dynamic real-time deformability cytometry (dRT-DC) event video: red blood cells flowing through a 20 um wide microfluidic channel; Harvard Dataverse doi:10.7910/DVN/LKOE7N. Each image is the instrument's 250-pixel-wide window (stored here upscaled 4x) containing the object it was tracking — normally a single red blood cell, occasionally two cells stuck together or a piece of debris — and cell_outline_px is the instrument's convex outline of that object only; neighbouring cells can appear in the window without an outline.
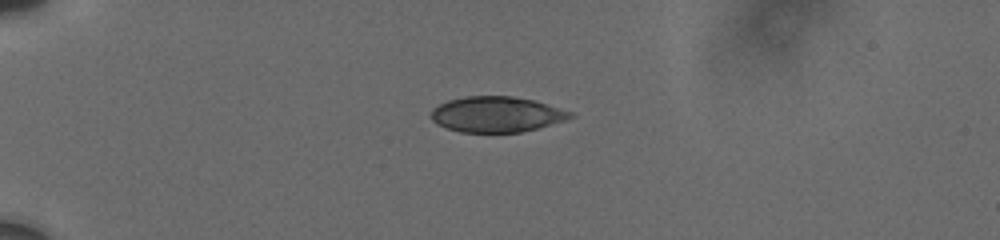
{"species": "human", "species_latin": "Homo sapiens", "temperature_condition": "cold", "stored_images_in_passage": 43, "camera_frame_rate_fps": 3000, "um_per_image_px": 0.085, "donor": {"sex": "male"}, "frame": {"image": 1, "passage_image": 1, "time_ms": 0.0, "image_size_px": [1000, 240], "cell_outline_px": [[576, 116], [564, 120], [536, 128], [520, 132], [460, 132], [436, 124], [428, 116], [432, 108], [448, 100], [468, 96], [512, 96], [532, 100], [572, 112]], "centroid_in_image_um": [42.15, 9.72], "position_along_channel_um": 42.9, "area_um2": 28.67}}
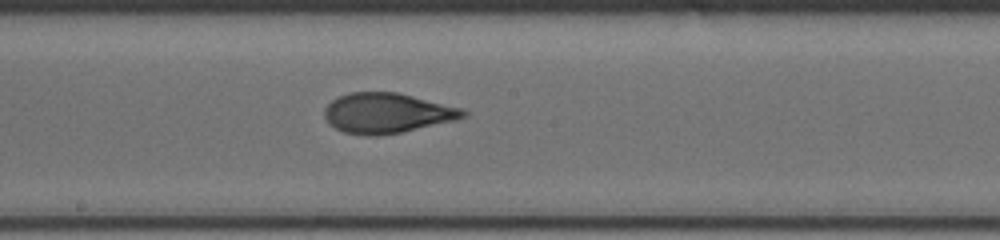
{"frame": {"image": 2, "passage_image": 19, "time_ms": 6.0, "image_size_px": [1000, 240], "cell_outline_px": [[468, 112], [464, 116], [452, 120], [400, 132], [376, 136], [364, 136], [344, 132], [328, 124], [324, 116], [324, 108], [332, 100], [340, 96], [352, 92], [396, 92], [460, 108]], "centroid_in_image_um": [32.8, 9.61], "position_along_channel_um": 215.4, "area_um2": 31.85}}
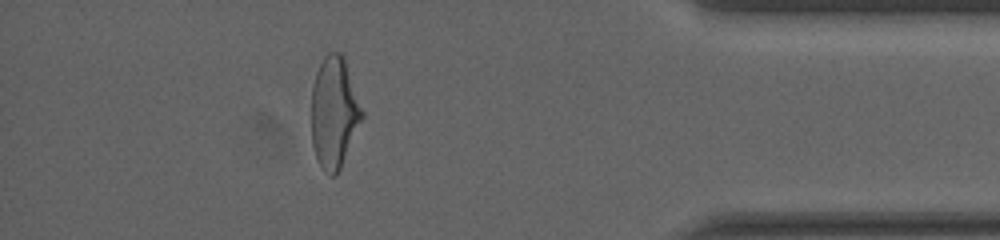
{"frame": {"image": 3, "passage_image": 37, "time_ms": 12.0, "image_size_px": [1000, 240], "cell_outline_px": [[364, 116], [340, 168], [336, 176], [328, 176], [324, 172], [316, 156], [312, 144], [312, 88], [316, 72], [324, 56], [328, 52], [340, 52], [344, 56], [364, 112]], "centroid_in_image_um": [28.41, 9.55], "position_along_channel_um": 406.8, "area_um2": 32.83}, "authors_computed_cell_mechanics": {"area_um2": 31.9634, "velocity_mm_per_s": 3.7107, "shape_relaxation_time_tau1_ms": 6.4756, "shape_relaxation_time_tau2_ms": 1.2792, "deformation_change_tau1": 0.1896, "deformation_change_tau2": 0.0719}}